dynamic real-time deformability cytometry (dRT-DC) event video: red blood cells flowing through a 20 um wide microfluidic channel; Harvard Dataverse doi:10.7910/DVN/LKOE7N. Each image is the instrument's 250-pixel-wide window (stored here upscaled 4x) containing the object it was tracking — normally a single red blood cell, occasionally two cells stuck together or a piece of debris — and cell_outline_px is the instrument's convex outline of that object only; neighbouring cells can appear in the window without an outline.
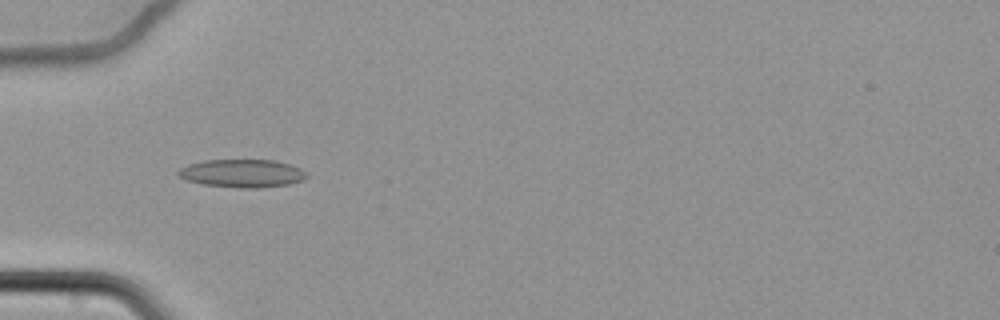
{"species": "common noctule bat (a hibernating species)", "species_latin": "Nyctalus noctula", "temperature_condition": "cold", "stored_images_in_passage": 45, "camera_frame_rate_fps": 3000, "um_per_image_px": 0.085, "animal": {"sex": "female", "body_mass_g": 22.7, "forearm_length_mm": 54.2}, "frame": {"image": 1, "passage_image": 4, "time_ms": 1.0, "image_size_px": [1000, 320], "cell_outline_px": [[308, 176], [304, 180], [288, 184], [260, 188], [240, 188], [204, 184], [188, 180], [176, 176], [176, 172], [180, 168], [188, 164], [204, 160], [272, 160], [288, 164], [300, 168], [308, 172]], "centroid_in_image_um": [20.59, 14.73], "position_along_channel_um": 64.4, "area_um2": 21.04}}
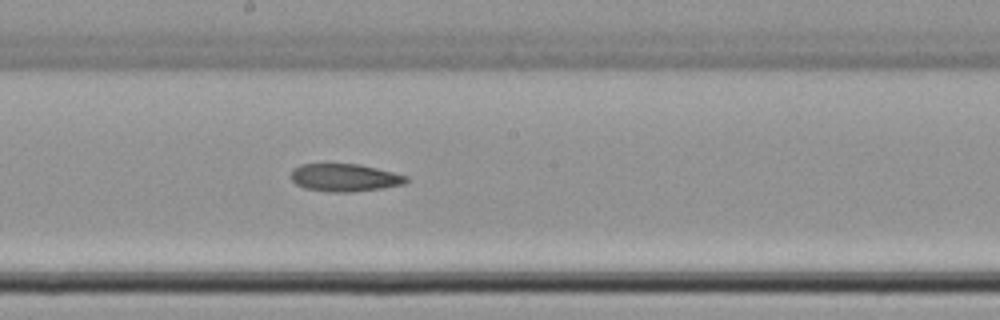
{"frame": {"image": 2, "passage_image": 18, "time_ms": 5.667, "image_size_px": [1000, 320], "cell_outline_px": [[408, 180], [404, 184], [384, 188], [352, 192], [328, 192], [304, 188], [296, 184], [292, 180], [292, 168], [300, 164], [360, 164], [408, 176]], "centroid_in_image_um": [29.29, 15.1], "position_along_channel_um": 218.9, "area_um2": 18.67}}
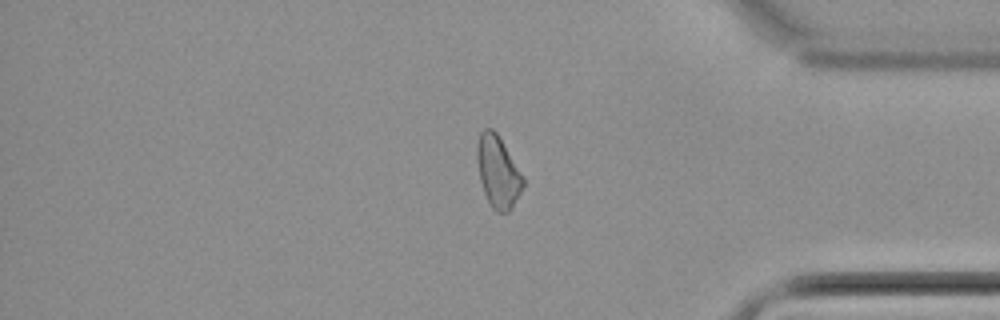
{"frame": {"image": 3, "passage_image": 35, "time_ms": 11.333, "image_size_px": [1000, 320], "cell_outline_px": [[524, 184], [512, 208], [508, 212], [496, 212], [492, 208], [484, 192], [480, 180], [476, 160], [476, 144], [480, 132], [484, 128], [492, 128], [496, 132], [524, 176]], "centroid_in_image_um": [42.31, 14.59], "position_along_channel_um": 392.9, "area_um2": 19.31}}